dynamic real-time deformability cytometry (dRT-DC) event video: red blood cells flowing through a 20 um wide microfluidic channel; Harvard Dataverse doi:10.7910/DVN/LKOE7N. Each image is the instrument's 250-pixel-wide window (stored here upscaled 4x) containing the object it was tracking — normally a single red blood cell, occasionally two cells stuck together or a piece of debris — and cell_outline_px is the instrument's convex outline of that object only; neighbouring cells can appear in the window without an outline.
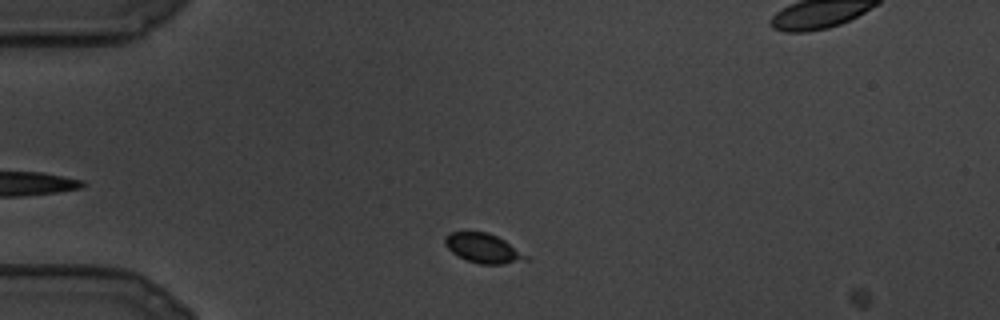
{"species": "common noctule bat (a hibernating species)", "species_latin": "Nyctalus noctula", "temperature_condition": "cold", "stored_images_in_passage": 9, "camera_frame_rate_fps": 3000, "um_per_image_px": 0.085, "animal": {"sex": "male", "body_mass_g": 19.5, "forearm_length_mm": 54.6}, "frame": {"image": 1, "passage_image": 8, "time_ms": 2.333, "image_size_px": [1000, 320], "cell_outline_px": [[532, 260], [504, 264], [480, 264], [468, 260], [452, 252], [444, 244], [444, 236], [448, 232], [488, 232], [504, 240], [528, 256]], "centroid_in_image_um": [41.09, 21.1], "position_along_channel_um": 43.9, "area_um2": 13.87}}